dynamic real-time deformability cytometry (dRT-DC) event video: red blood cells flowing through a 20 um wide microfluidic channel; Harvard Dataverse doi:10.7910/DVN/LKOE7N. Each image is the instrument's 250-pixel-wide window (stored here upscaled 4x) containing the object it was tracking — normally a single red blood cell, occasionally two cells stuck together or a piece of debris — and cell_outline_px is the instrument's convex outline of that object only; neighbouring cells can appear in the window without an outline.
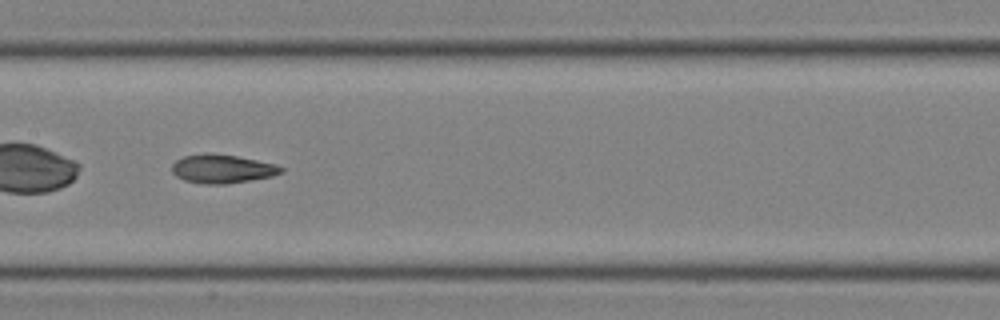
{"species": "common noctule bat (a hibernating species)", "species_latin": "Nyctalus noctula", "temperature_condition": "room temperature", "stored_images_in_passage": 27, "camera_frame_rate_fps": 3000, "um_per_image_px": 0.085, "animal": {"sex": "male", "body_mass_g": 19.0, "forearm_length_mm": 50.8}, "frame": {"image": 1, "passage_image": 8, "time_ms": 2.333, "image_size_px": [1000, 320], "cell_outline_px": [[284, 172], [272, 176], [224, 184], [204, 184], [184, 180], [176, 176], [172, 172], [172, 164], [176, 160], [184, 156], [236, 156], [276, 164], [284, 168]], "centroid_in_image_um": [18.92, 14.39], "position_along_channel_um": 188.5, "area_um2": 17.46}}
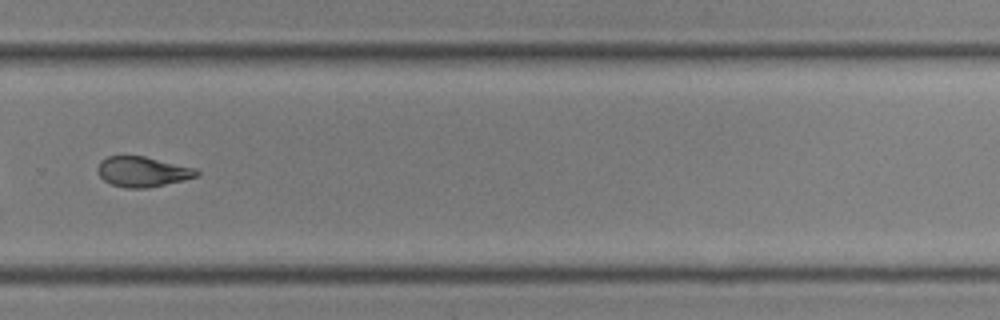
{"frame": {"image": 2, "passage_image": 16, "time_ms": 5.0, "image_size_px": [1000, 320], "cell_outline_px": [[200, 176], [184, 180], [148, 188], [124, 188], [112, 184], [104, 180], [100, 176], [96, 168], [100, 160], [108, 156], [144, 156], [196, 168], [200, 172]], "centroid_in_image_um": [12.13, 14.59], "position_along_channel_um": 317.7, "area_um2": 17.57}}